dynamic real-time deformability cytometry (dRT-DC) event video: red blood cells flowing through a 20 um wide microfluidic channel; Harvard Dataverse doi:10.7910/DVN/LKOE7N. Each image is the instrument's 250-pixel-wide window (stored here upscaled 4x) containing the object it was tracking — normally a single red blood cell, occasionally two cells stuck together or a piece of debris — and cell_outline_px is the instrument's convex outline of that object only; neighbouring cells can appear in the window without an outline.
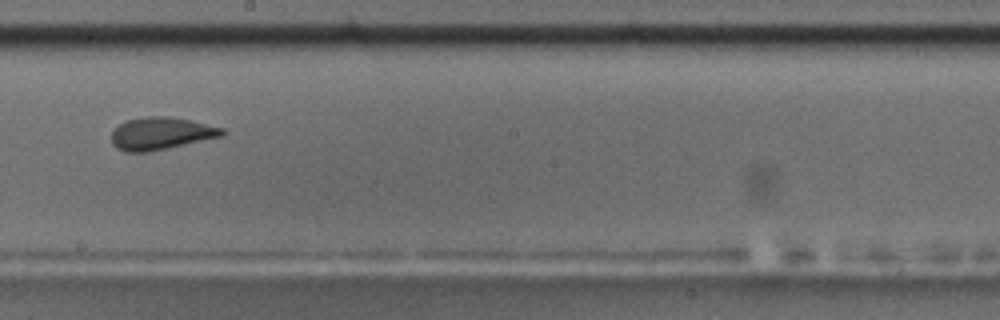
{"species": "common noctule bat (a hibernating species)", "species_latin": "Nyctalus noctula", "temperature_condition": "room temperature", "stored_images_in_passage": 41, "camera_frame_rate_fps": 3000, "um_per_image_px": 0.085, "animal": {"sex": "male", "body_mass_g": 17.5, "forearm_length_mm": 52.3}, "frame": {"image": 1, "passage_image": 18, "time_ms": 5.667, "image_size_px": [1000, 320], "cell_outline_px": [[228, 132], [224, 136], [148, 152], [124, 152], [116, 148], [112, 144], [112, 132], [120, 124], [128, 120], [144, 116], [172, 116], [224, 128]], "centroid_in_image_um": [13.71, 11.34], "position_along_channel_um": 234.5, "area_um2": 21.04}, "authors_computed_cell_mechanics": {"area_um2": 21.0392, "velocity_mm_per_s": 3.7173, "shape_relaxation_time_tau1_ms": 7.4767, "shape_relaxation_time_tau2_ms": 1.2023, "deformation_change_tau1": 0.1701, "deformation_change_tau2": 0.0849}}